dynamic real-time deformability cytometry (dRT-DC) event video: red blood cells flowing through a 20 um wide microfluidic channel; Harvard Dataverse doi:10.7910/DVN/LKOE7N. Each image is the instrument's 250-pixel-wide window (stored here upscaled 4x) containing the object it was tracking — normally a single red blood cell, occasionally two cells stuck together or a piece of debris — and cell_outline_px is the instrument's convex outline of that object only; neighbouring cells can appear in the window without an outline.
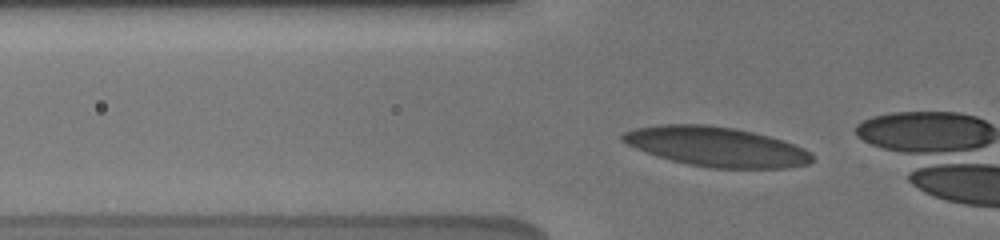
{"species": "human", "species_latin": "Homo sapiens", "temperature_condition": "cold", "stored_images_in_passage": 22, "camera_frame_rate_fps": 3000, "um_per_image_px": 0.085, "donor": {"sex": "male"}, "frame": {"image": 1, "passage_image": 5, "time_ms": 1.0, "image_size_px": [1000, 240], "cell_outline_px": [[812, 160], [808, 164], [788, 168], [712, 168], [688, 164], [672, 160], [636, 148], [620, 140], [620, 136], [624, 132], [632, 128], [660, 124], [708, 124], [736, 128], [784, 140], [804, 148], [812, 152]], "centroid_in_image_um": [60.9, 12.45], "position_along_channel_um": 64.9, "area_um2": 43.81}}
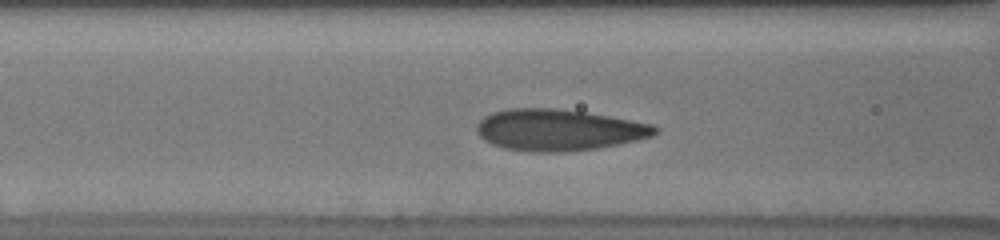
{"frame": {"image": 2, "passage_image": 15, "time_ms": 2.667, "image_size_px": [1000, 240], "cell_outline_px": [[660, 132], [652, 136], [620, 144], [596, 148], [564, 152], [532, 152], [504, 148], [492, 144], [484, 140], [476, 132], [476, 124], [484, 116], [492, 112], [508, 108], [556, 108], [584, 112], [608, 116], [652, 124], [660, 128]], "centroid_in_image_um": [47.46, 11.04], "position_along_channel_um": 119.1, "area_um2": 43.18}}
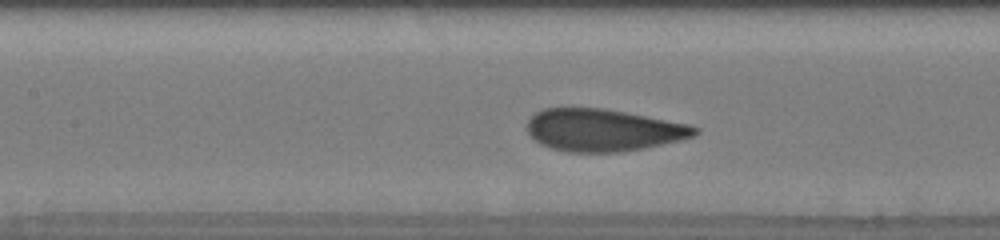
{"frame": {"image": 3, "passage_image": 21, "time_ms": 3.667, "image_size_px": [1000, 240], "cell_outline_px": [[700, 132], [692, 136], [680, 140], [644, 148], [620, 152], [568, 152], [552, 148], [540, 144], [528, 132], [528, 120], [536, 112], [544, 108], [572, 104], [604, 108], [688, 124], [700, 128]], "centroid_in_image_um": [51.22, 11.02], "position_along_channel_um": 156.2, "area_um2": 41.91}}